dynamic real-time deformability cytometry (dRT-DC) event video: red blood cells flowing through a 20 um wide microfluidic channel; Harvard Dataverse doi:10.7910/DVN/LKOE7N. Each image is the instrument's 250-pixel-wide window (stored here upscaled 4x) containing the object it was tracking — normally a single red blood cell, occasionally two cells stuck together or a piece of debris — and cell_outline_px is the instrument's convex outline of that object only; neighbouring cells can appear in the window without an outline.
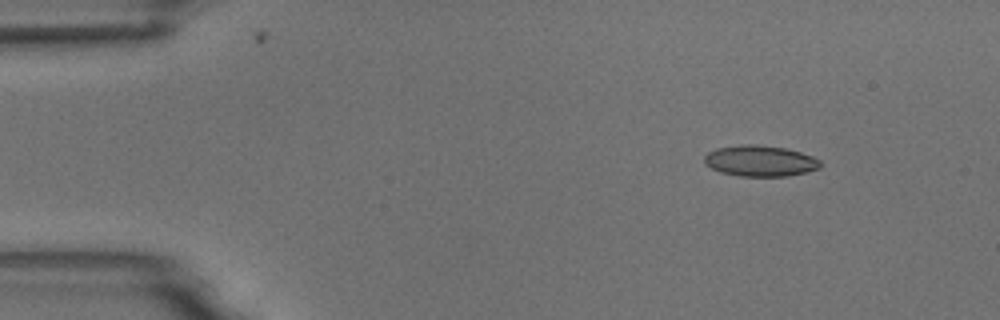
{"species": "common noctule bat (a hibernating species)", "species_latin": "Nyctalus noctula", "temperature_condition": "room temperature", "stored_images_in_passage": 7, "camera_frame_rate_fps": 3000, "um_per_image_px": 0.085, "animal": {"sex": "male", "body_mass_g": 18.8}, "frame": {"image": 1, "passage_image": 2, "time_ms": 1.333, "image_size_px": [1000, 320], "cell_outline_px": [[820, 168], [788, 176], [740, 176], [720, 172], [704, 164], [704, 156], [708, 152], [716, 148], [740, 144], [756, 144], [784, 148], [800, 152], [812, 156], [820, 160]], "centroid_in_image_um": [64.57, 13.67], "position_along_channel_um": 20.4, "area_um2": 20.92}}
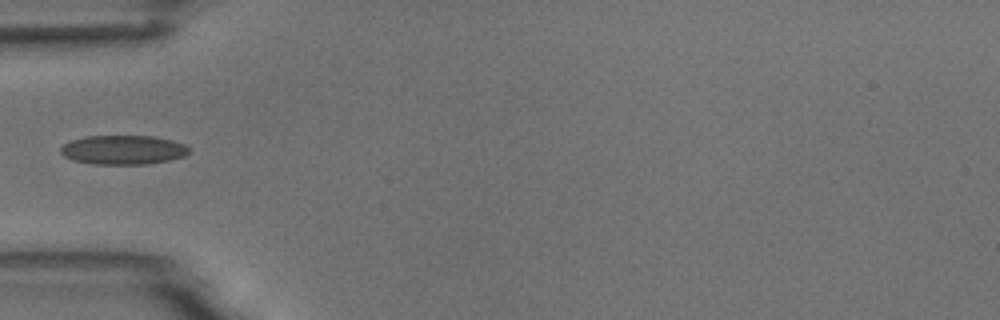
{"frame": {"image": 2, "passage_image": 5, "time_ms": 5.0, "image_size_px": [1000, 320], "cell_outline_px": [[188, 152], [184, 156], [168, 160], [148, 164], [92, 164], [72, 160], [64, 156], [60, 152], [60, 148], [64, 144], [72, 140], [84, 136], [152, 136], [172, 140], [184, 144], [188, 148]], "centroid_in_image_um": [10.43, 12.74], "position_along_channel_um": 74.6, "area_um2": 21.79}}